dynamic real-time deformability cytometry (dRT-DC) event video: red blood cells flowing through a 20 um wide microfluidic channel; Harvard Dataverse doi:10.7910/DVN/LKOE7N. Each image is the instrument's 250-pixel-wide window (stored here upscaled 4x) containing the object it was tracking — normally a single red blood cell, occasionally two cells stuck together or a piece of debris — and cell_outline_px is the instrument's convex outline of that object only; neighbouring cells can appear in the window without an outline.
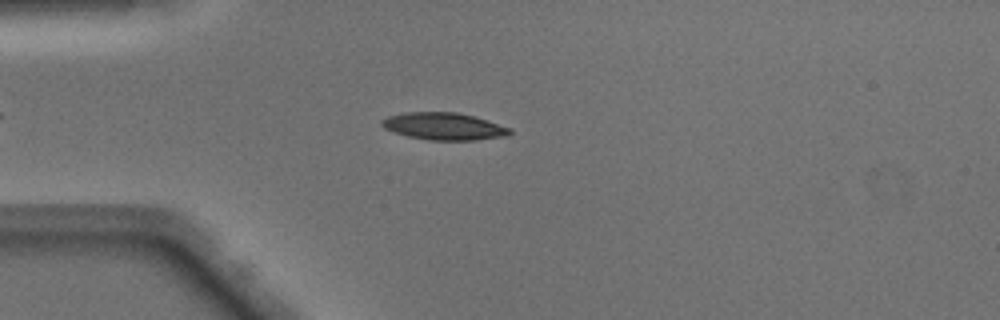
{"species": "Egyptian fruit bat (a non-hibernating species)", "species_latin": "Rousettus aegyptiacus", "temperature_condition": "warm", "stored_images_in_passage": 46, "camera_frame_rate_fps": 3000, "um_per_image_px": 0.085, "animal": {"sex": "male"}, "frame": {"image": 1, "passage_image": 10, "time_ms": 3.0, "image_size_px": [1000, 320], "cell_outline_px": [[512, 132], [508, 136], [476, 140], [428, 140], [408, 136], [392, 132], [384, 128], [380, 124], [380, 120], [388, 116], [404, 112], [456, 112], [472, 116], [512, 128]], "centroid_in_image_um": [37.71, 10.74], "position_along_channel_um": 47.3, "area_um2": 20.4}}
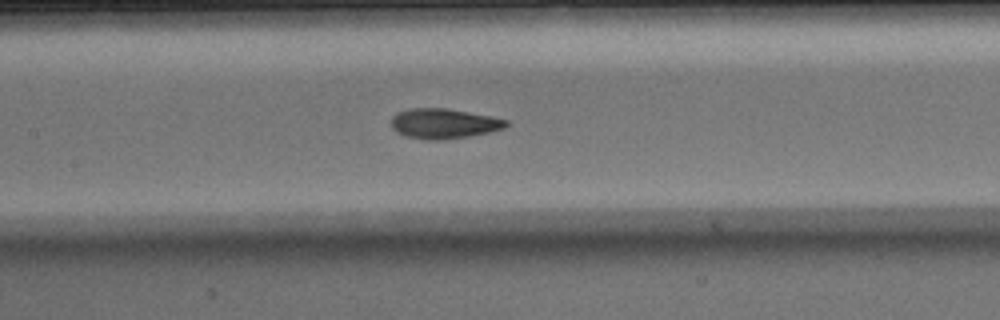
{"frame": {"image": 2, "passage_image": 20, "time_ms": 6.333, "image_size_px": [1000, 320], "cell_outline_px": [[508, 124], [504, 128], [488, 132], [468, 136], [440, 140], [428, 140], [404, 136], [396, 132], [392, 128], [392, 116], [396, 112], [408, 108], [448, 108], [492, 116], [508, 120]], "centroid_in_image_um": [37.69, 10.49], "position_along_channel_um": 169.7, "area_um2": 20.23}}
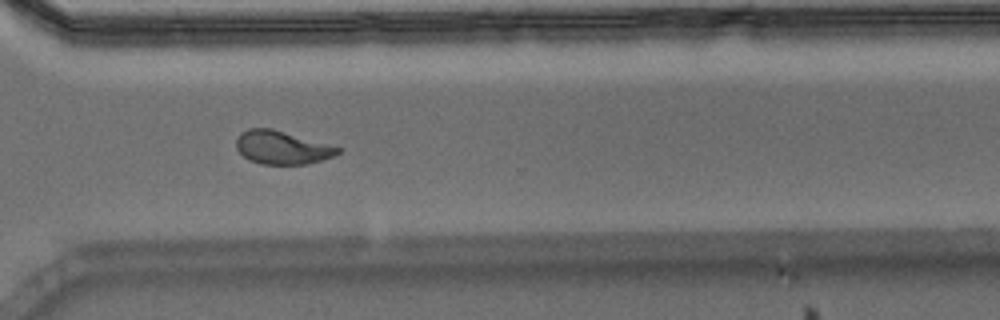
{"frame": {"image": 3, "passage_image": 33, "time_ms": 10.667, "image_size_px": [1000, 320], "cell_outline_px": [[340, 152], [332, 156], [308, 164], [260, 164], [244, 156], [236, 148], [236, 140], [240, 132], [248, 128], [272, 128], [340, 148]], "centroid_in_image_um": [23.92, 12.53], "position_along_channel_um": 346.7, "area_um2": 19.36}, "authors_computed_cell_mechanics": {"area_um2": 20.0855, "velocity_mm_per_s": 4.1042, "shape_relaxation_time_tau1_ms": 4.0153, "shape_relaxation_time_tau2_ms": 1.6077, "deformation_change_tau1": 0.1737, "deformation_change_tau2": 0.0824}}